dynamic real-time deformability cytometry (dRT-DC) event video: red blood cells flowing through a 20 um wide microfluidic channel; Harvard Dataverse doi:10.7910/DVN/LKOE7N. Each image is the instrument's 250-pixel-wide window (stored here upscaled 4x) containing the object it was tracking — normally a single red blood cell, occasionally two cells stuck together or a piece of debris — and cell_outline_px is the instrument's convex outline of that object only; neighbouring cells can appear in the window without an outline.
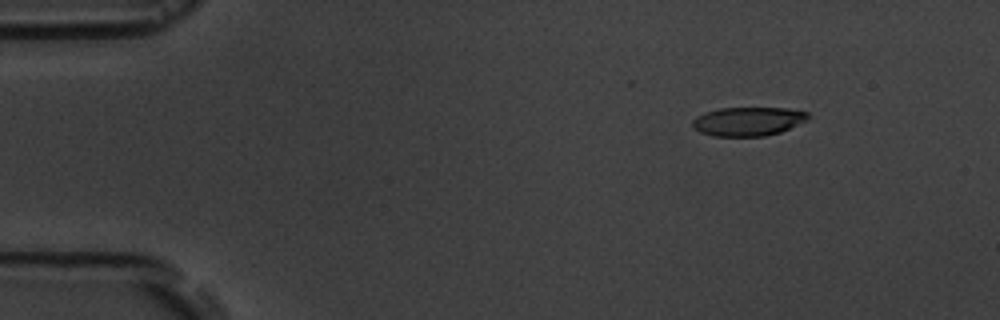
{"species": "common noctule bat (a hibernating species)", "species_latin": "Nyctalus noctula", "temperature_condition": "room temperature", "stored_images_in_passage": 8, "camera_frame_rate_fps": 3000, "um_per_image_px": 0.085, "animal": {"sex": "male", "body_mass_g": 19.5, "forearm_length_mm": 54.6}, "frame": {"image": 1, "passage_image": 2, "time_ms": 1.333, "image_size_px": [1000, 320], "cell_outline_px": [[812, 116], [808, 120], [780, 132], [764, 136], [712, 136], [700, 132], [692, 128], [692, 120], [696, 116], [704, 112], [720, 108], [788, 108], [808, 112]], "centroid_in_image_um": [63.58, 10.31], "position_along_channel_um": 21.4, "area_um2": 19.65}}
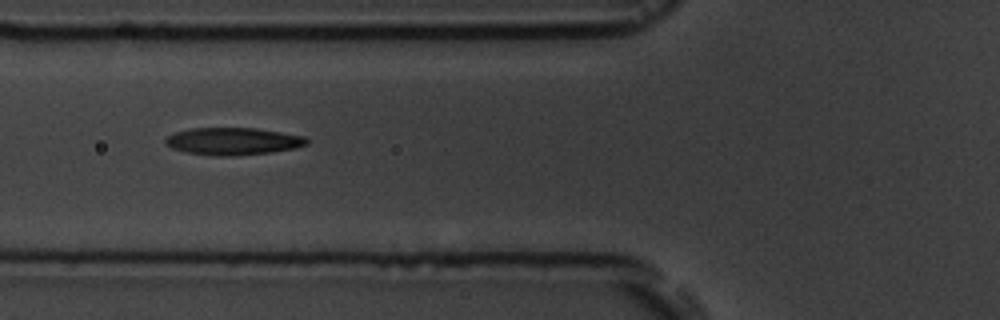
{"frame": {"image": 2, "passage_image": 6, "time_ms": 6.0, "image_size_px": [1000, 320], "cell_outline_px": [[308, 144], [296, 148], [272, 152], [236, 156], [208, 156], [184, 152], [172, 148], [164, 144], [164, 140], [168, 136], [176, 132], [192, 128], [256, 128], [304, 136], [308, 140]], "centroid_in_image_um": [19.79, 12.02], "position_along_channel_um": 106.0, "area_um2": 22.72}}
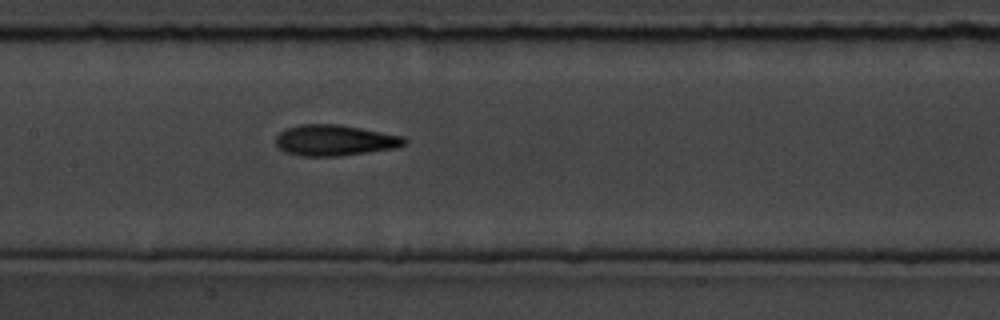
{"frame": {"image": 3, "passage_image": 8, "time_ms": 8.0, "image_size_px": [1000, 320], "cell_outline_px": [[408, 140], [404, 144], [396, 148], [336, 156], [300, 156], [284, 152], [276, 144], [276, 136], [284, 128], [300, 124], [336, 124], [360, 128], [404, 136]], "centroid_in_image_um": [28.42, 11.92], "position_along_channel_um": 179.0, "area_um2": 23.12}}